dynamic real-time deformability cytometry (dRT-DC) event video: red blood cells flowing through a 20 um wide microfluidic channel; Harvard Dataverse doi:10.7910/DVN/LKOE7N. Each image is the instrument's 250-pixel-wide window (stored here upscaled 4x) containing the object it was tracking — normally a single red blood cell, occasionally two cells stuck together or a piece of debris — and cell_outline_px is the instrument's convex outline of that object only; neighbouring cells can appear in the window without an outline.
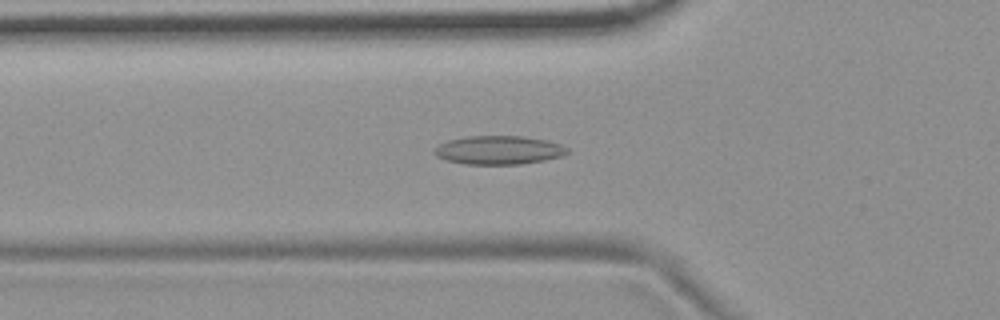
{"species": "common noctule bat (a hibernating species)", "species_latin": "Nyctalus noctula", "temperature_condition": "room temperature", "stored_images_in_passage": 42, "camera_frame_rate_fps": 3000, "um_per_image_px": 0.085, "animal": {"sex": "female", "body_mass_g": 19.9}, "frame": {"image": 1, "passage_image": 10, "time_ms": 3.0, "image_size_px": [1000, 320], "cell_outline_px": [[568, 152], [560, 156], [544, 160], [520, 164], [464, 164], [448, 160], [436, 156], [432, 152], [432, 148], [448, 140], [468, 136], [524, 136], [548, 140], [560, 144], [568, 148]], "centroid_in_image_um": [42.36, 12.75], "position_along_channel_um": 83.4, "area_um2": 22.2}}
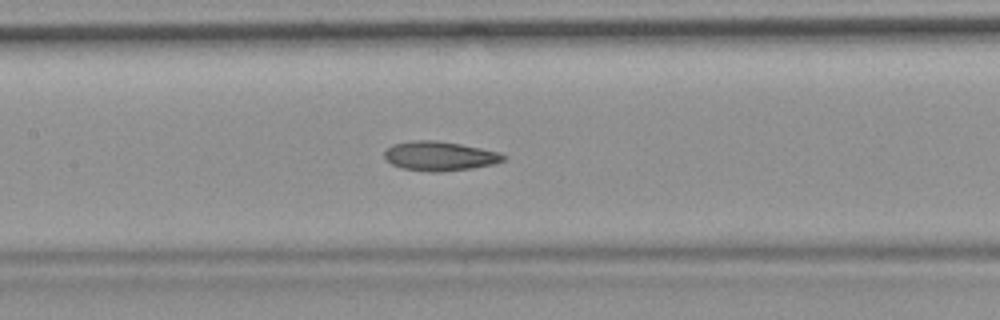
{"frame": {"image": 2, "passage_image": 17, "time_ms": 5.333, "image_size_px": [1000, 320], "cell_outline_px": [[508, 156], [504, 160], [496, 164], [472, 168], [444, 172], [428, 172], [400, 168], [392, 164], [384, 156], [384, 152], [392, 144], [416, 140], [436, 140], [460, 144], [500, 152]], "centroid_in_image_um": [37.4, 13.27], "position_along_channel_um": 170.0, "area_um2": 20.52}}
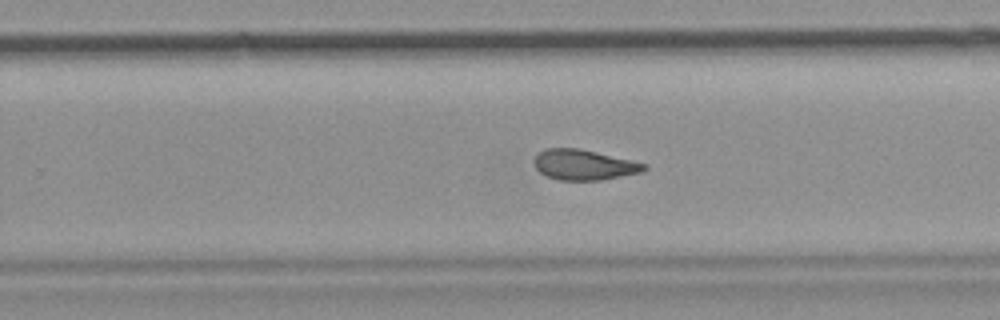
{"frame": {"image": 3, "passage_image": 26, "time_ms": 8.333, "image_size_px": [1000, 320], "cell_outline_px": [[648, 168], [640, 172], [600, 180], [560, 180], [548, 176], [540, 172], [536, 168], [536, 156], [544, 148], [580, 148], [648, 164]], "centroid_in_image_um": [49.66, 14.0], "position_along_channel_um": 280.1, "area_um2": 19.19}, "authors_computed_cell_mechanics": {"area_um2": 20.3167, "velocity_mm_per_s": 3.6883, "shape_relaxation_time_tau1_ms": null, "shape_relaxation_time_tau2_ms": 2.9847, "deformation_change_tau1": null, "deformation_change_tau2": 0.1035}}